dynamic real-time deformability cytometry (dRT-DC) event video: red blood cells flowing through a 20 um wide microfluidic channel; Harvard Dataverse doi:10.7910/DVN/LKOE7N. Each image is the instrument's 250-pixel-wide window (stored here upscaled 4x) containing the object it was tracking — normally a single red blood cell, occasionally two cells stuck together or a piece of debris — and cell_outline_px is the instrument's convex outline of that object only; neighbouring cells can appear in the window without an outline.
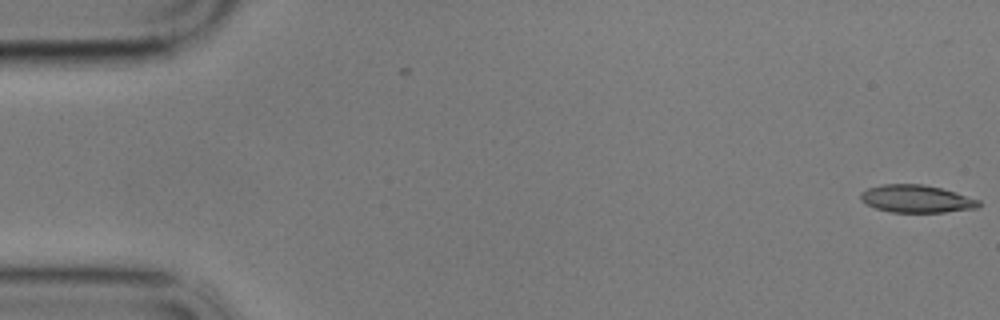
{"species": "common noctule bat (a hibernating species)", "species_latin": "Nyctalus noctula", "temperature_condition": "cold", "stored_images_in_passage": 2, "camera_frame_rate_fps": 3000, "um_per_image_px": 0.085, "animal": {"sex": "male", "body_mass_g": 17.9}, "frame": {"image": 1, "passage_image": 2, "time_ms": 0.333, "image_size_px": [1000, 320], "cell_outline_px": [[980, 208], [944, 212], [892, 212], [876, 208], [860, 200], [860, 192], [868, 188], [884, 184], [924, 184], [956, 192], [980, 200]], "centroid_in_image_um": [77.92, 16.9], "position_along_channel_um": 7.1, "area_um2": 19.02}}